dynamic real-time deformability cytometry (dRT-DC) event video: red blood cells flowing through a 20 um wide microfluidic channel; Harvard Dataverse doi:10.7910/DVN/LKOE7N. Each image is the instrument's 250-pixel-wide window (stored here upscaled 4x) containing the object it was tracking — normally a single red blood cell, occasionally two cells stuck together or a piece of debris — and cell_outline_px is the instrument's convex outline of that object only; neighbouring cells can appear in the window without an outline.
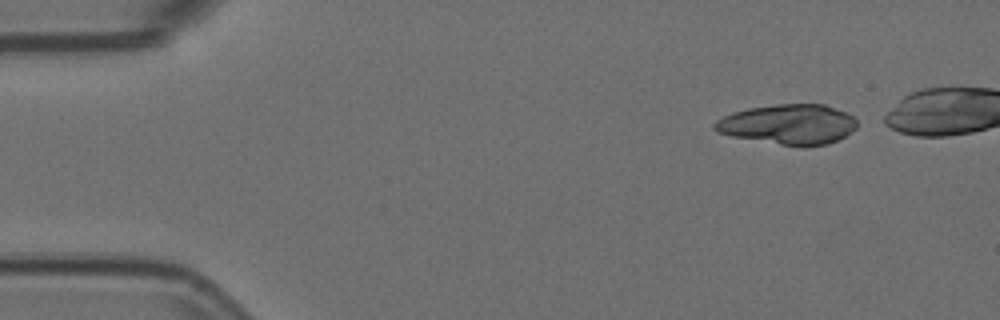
{"species": "Egyptian fruit bat (a non-hibernating species)", "species_latin": "Rousettus aegyptiacus", "temperature_condition": "room temperature", "stored_images_in_passage": 6, "camera_frame_rate_fps": 3000, "um_per_image_px": 0.085, "animal": {"sex": "female"}, "frame": {"image": 1, "passage_image": 1, "time_ms": 0.0, "image_size_px": [1000, 320], "cell_outline_px": [[856, 128], [852, 132], [828, 144], [804, 148], [732, 136], [716, 132], [712, 128], [712, 124], [716, 120], [732, 112], [748, 108], [776, 104], [824, 104], [844, 112], [852, 116], [856, 120]], "centroid_in_image_um": [66.99, 10.58], "position_along_channel_um": 18.0, "area_um2": 33.35}}
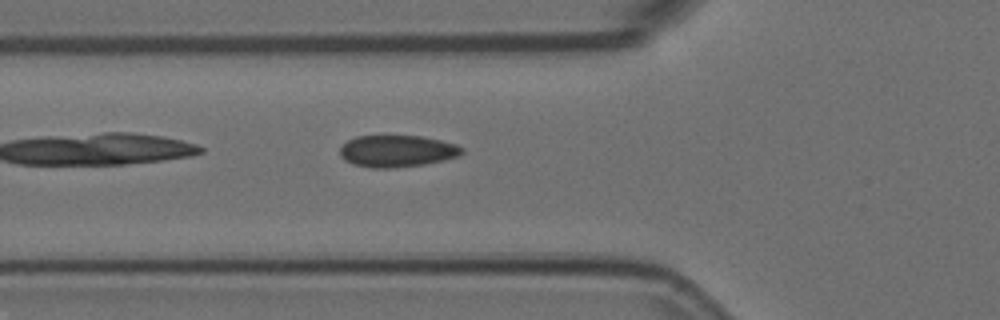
{"frame": {"image": 2, "passage_image": 6, "time_ms": 1.667, "image_size_px": [1000, 320], "cell_outline_px": [[464, 152], [456, 156], [444, 160], [424, 164], [392, 168], [372, 168], [352, 164], [344, 160], [340, 156], [340, 148], [348, 140], [356, 136], [420, 136], [440, 140], [456, 144], [464, 148]], "centroid_in_image_um": [33.73, 12.84], "position_along_channel_um": 92.1, "area_um2": 22.6}}